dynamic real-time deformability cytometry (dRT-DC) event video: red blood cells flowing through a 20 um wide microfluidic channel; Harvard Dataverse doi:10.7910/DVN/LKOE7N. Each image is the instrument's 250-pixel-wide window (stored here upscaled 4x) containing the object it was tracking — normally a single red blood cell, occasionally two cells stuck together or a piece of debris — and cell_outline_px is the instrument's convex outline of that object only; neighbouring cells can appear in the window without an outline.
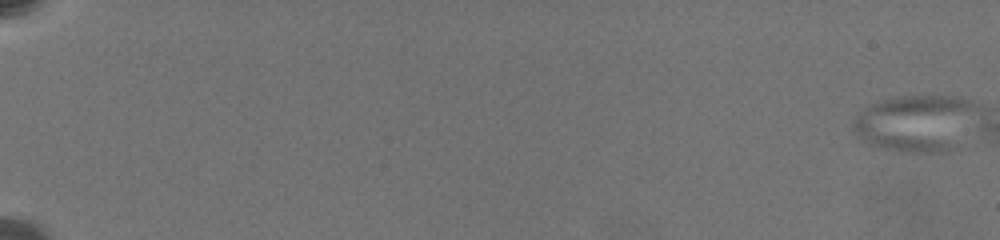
{"species": "common noctule bat (a hibernating species)", "species_latin": "Nyctalus noctula", "temperature_condition": "warm", "stored_images_in_passage": 3, "camera_frame_rate_fps": 3000, "um_per_image_px": 0.085, "animal": {"sex": "female", "body_mass_g": 19.5, "forearm_length_mm": 54.1}, "frame": {"image": 1, "passage_image": 1, "time_ms": 0.0, "image_size_px": [1000, 240], "cell_outline_px": [[972, 104], [944, 148], [932, 152], [912, 152], [880, 144], [872, 140], [860, 132], [856, 128], [856, 120], [872, 104], [884, 100], [904, 96], [948, 96], [964, 100]], "centroid_in_image_um": [77.64, 10.37], "position_along_channel_um": 7.4, "area_um2": 34.74}}